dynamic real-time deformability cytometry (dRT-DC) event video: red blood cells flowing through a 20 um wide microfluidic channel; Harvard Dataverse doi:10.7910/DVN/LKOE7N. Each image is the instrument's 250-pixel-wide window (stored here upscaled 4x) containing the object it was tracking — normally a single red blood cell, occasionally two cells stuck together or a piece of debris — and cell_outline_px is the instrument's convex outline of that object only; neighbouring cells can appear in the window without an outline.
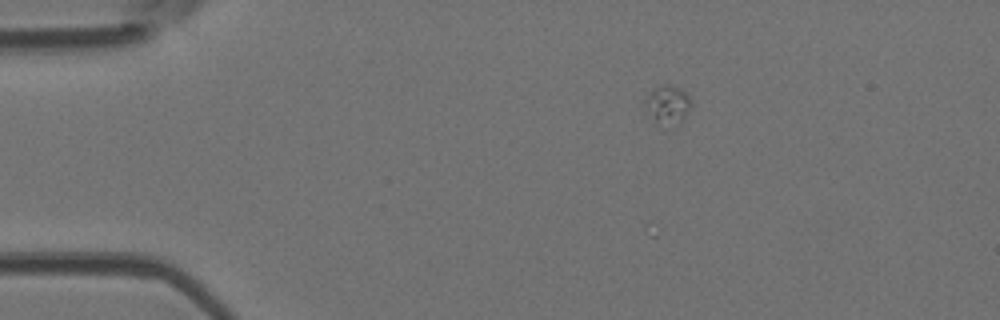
{"species": "Egyptian fruit bat (a non-hibernating species)", "species_latin": "Rousettus aegyptiacus", "temperature_condition": "room temperature", "stored_images_in_passage": 6, "camera_frame_rate_fps": 3000, "um_per_image_px": 0.085, "animal": {"sex": "female"}, "frame": {"image": 1, "passage_image": 4, "time_ms": 1.0, "image_size_px": [1000, 320], "cell_outline_px": [[692, 104], [684, 120], [676, 124], [656, 120], [644, 108], [644, 100], [660, 84], [668, 84], [680, 88], [688, 92]], "centroid_in_image_um": [56.81, 8.83], "position_along_channel_um": 28.2, "area_um2": 10.06}}